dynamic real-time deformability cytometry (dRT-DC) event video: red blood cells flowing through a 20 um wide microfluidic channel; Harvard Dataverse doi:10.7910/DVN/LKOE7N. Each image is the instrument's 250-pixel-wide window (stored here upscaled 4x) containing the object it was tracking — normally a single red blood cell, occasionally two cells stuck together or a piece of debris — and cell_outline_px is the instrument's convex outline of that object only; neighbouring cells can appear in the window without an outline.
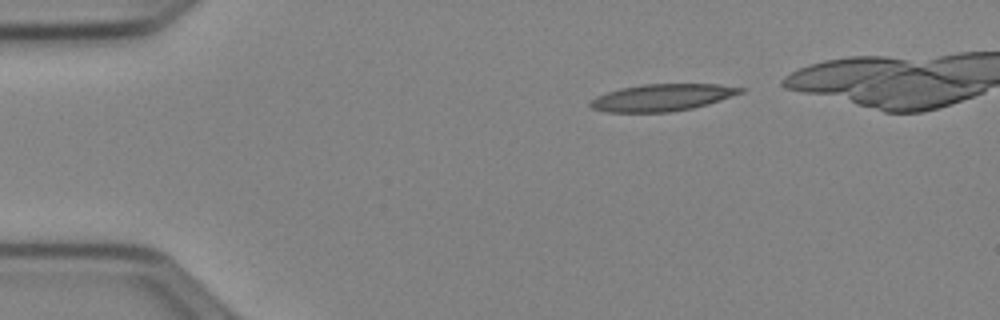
{"species": "Egyptian fruit bat (a non-hibernating species)", "species_latin": "Rousettus aegyptiacus", "temperature_condition": "cold", "stored_images_in_passage": 39, "camera_frame_rate_fps": 3000, "um_per_image_px": 0.085, "animal": {"sex": "female"}, "frame": {"image": 1, "passage_image": 3, "time_ms": 0.667, "image_size_px": [1000, 320], "cell_outline_px": [[748, 88], [744, 92], [708, 104], [692, 108], [668, 112], [604, 112], [592, 108], [588, 104], [588, 100], [596, 96], [620, 88], [640, 84], [720, 84]], "centroid_in_image_um": [56.27, 8.28], "position_along_channel_um": 28.7, "area_um2": 23.81}}
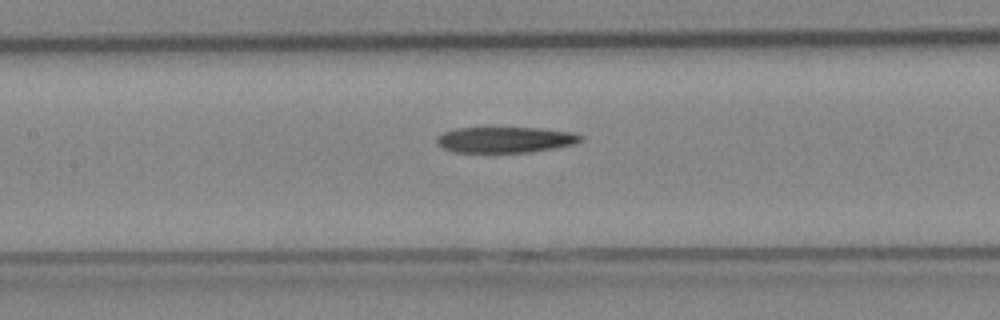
{"frame": {"image": 2, "passage_image": 18, "time_ms": 5.667, "image_size_px": [1000, 320], "cell_outline_px": [[584, 140], [576, 144], [528, 152], [456, 152], [444, 148], [436, 144], [436, 136], [444, 132], [456, 128], [540, 128], [572, 132], [584, 136]], "centroid_in_image_um": [42.96, 11.87], "position_along_channel_um": 164.4, "area_um2": 21.68}}
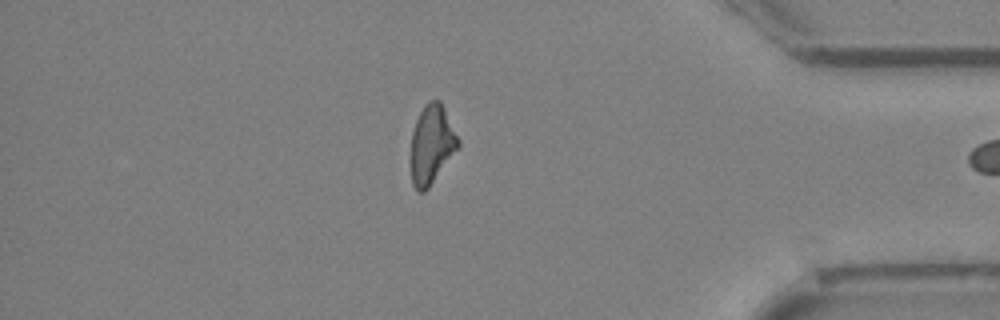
{"frame": {"image": 3, "passage_image": 38, "time_ms": 12.333, "image_size_px": [1000, 320], "cell_outline_px": [[460, 148], [428, 188], [424, 192], [416, 192], [412, 184], [412, 132], [416, 120], [424, 104], [428, 100], [440, 100], [460, 140]], "centroid_in_image_um": [36.72, 12.28], "position_along_channel_um": 398.5, "area_um2": 21.79}}